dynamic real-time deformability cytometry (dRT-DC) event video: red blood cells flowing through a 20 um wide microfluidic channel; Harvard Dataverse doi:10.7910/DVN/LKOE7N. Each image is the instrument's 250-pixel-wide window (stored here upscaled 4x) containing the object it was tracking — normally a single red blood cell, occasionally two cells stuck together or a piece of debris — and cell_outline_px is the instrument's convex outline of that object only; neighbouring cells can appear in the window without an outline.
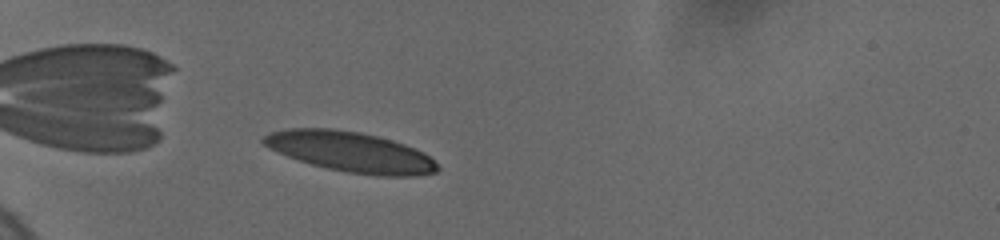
{"species": "human", "species_latin": "Homo sapiens", "temperature_condition": "cold", "stored_images_in_passage": 32, "camera_frame_rate_fps": 3000, "um_per_image_px": 0.085, "donor": {"sex": "female"}, "frame": {"image": 1, "passage_image": 1, "time_ms": 0.0, "image_size_px": [1000, 240], "cell_outline_px": [[440, 168], [436, 172], [416, 176], [376, 176], [348, 172], [328, 168], [312, 164], [288, 156], [268, 148], [260, 140], [264, 136], [272, 132], [288, 128], [332, 128], [360, 132], [392, 140], [404, 144], [424, 152]], "centroid_in_image_um": [29.8, 12.91], "position_along_channel_um": 55.2, "area_um2": 40.52}}
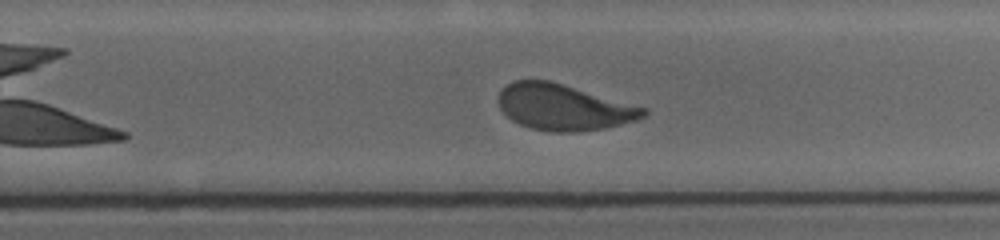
{"frame": {"image": 2, "passage_image": 18, "time_ms": 7.0, "image_size_px": [1000, 240], "cell_outline_px": [[648, 112], [644, 116], [636, 120], [608, 128], [576, 132], [552, 132], [528, 128], [512, 120], [500, 108], [500, 92], [512, 80], [548, 80], [648, 108]], "centroid_in_image_um": [47.94, 9.13], "position_along_channel_um": 281.9, "area_um2": 38.73}}
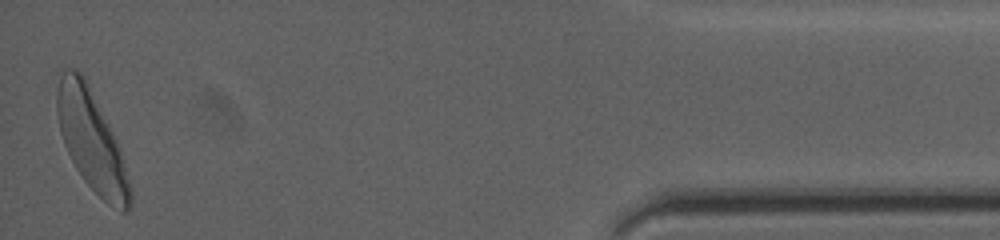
{"frame": {"image": 3, "passage_image": 32, "time_ms": 12.667, "image_size_px": [1000, 240], "cell_outline_px": [[132, 204], [124, 212], [120, 212], [108, 204], [84, 180], [76, 168], [64, 144], [60, 132], [56, 112], [56, 92], [60, 76], [68, 68], [72, 68], [80, 72], [120, 152], [132, 188]], "centroid_in_image_um": [7.75, 12.05], "position_along_channel_um": 427.4, "area_um2": 40.86}, "authors_computed_cell_mechanics": {"area_um2": 40.0843, "velocity_mm_per_s": 3.6727, "shape_relaxation_time_tau1_ms": 3.4405, "shape_relaxation_time_tau2_ms": 0.7759, "deformation_change_tau1": 0.1562, "deformation_change_tau2": 0.0666}}